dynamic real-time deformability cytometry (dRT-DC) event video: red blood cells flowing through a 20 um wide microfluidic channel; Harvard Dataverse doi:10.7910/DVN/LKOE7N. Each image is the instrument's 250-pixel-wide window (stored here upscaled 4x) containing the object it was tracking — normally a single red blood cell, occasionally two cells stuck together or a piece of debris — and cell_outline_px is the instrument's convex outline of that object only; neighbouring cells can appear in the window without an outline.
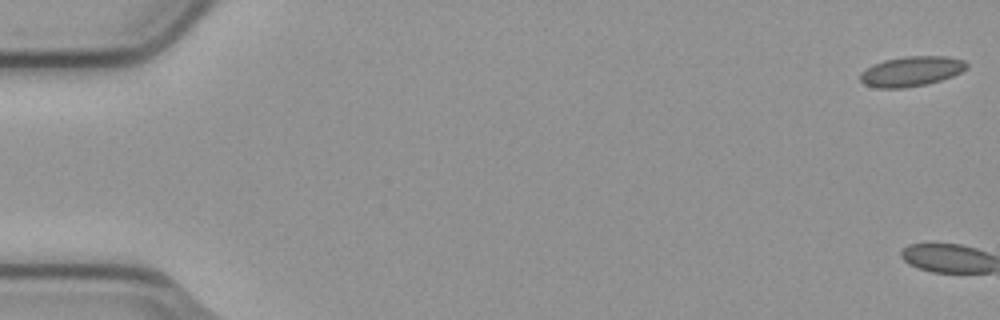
{"species": "common noctule bat (a hibernating species)", "species_latin": "Nyctalus noctula", "temperature_condition": "cold", "stored_images_in_passage": 5, "camera_frame_rate_fps": 3000, "um_per_image_px": 0.085, "animal": {"sex": "male", "body_mass_g": 23.1, "forearm_length_mm": 52.7}, "frame": {"image": 1, "passage_image": 1, "time_ms": 0.0, "image_size_px": [1000, 320], "cell_outline_px": [[968, 68], [952, 76], [940, 80], [924, 84], [904, 88], [876, 88], [864, 84], [860, 80], [860, 72], [872, 64], [884, 60], [904, 56], [948, 56], [964, 60], [968, 64]], "centroid_in_image_um": [77.44, 6.05], "position_along_channel_um": 7.6, "area_um2": 18.67}}